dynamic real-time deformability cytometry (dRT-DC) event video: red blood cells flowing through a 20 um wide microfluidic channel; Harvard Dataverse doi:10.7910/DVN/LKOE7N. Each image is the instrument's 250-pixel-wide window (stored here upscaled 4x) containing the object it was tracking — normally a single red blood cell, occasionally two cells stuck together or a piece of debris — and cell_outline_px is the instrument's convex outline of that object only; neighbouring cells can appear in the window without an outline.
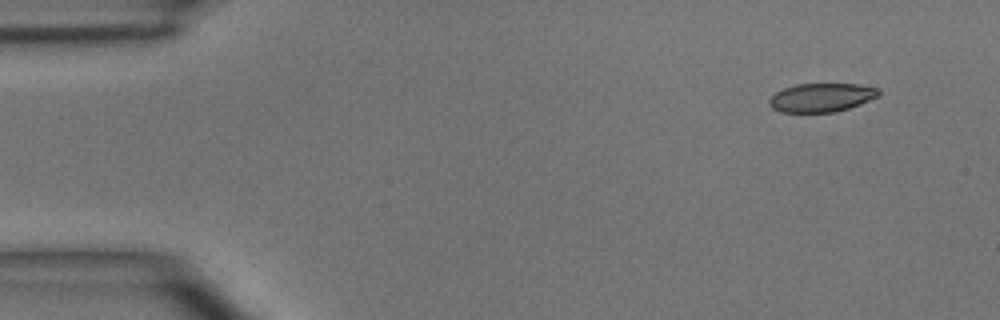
{"species": "common noctule bat (a hibernating species)", "species_latin": "Nyctalus noctula", "temperature_condition": "room temperature", "stored_images_in_passage": 4, "segment_of_instrument_passage": [1, 2], "camera_frame_rate_fps": 3000, "um_per_image_px": 0.085, "animal": {"sex": "male", "body_mass_g": 15.6}, "frame": {"image": 1, "passage_image": 1, "time_ms": 0.0, "image_size_px": [1000, 320], "cell_outline_px": [[880, 96], [860, 104], [848, 108], [832, 112], [780, 112], [772, 108], [768, 104], [768, 100], [776, 92], [784, 88], [796, 84], [856, 84], [876, 88], [880, 92]], "centroid_in_image_um": [69.8, 8.29], "position_along_channel_um": 15.2, "area_um2": 18.21}}